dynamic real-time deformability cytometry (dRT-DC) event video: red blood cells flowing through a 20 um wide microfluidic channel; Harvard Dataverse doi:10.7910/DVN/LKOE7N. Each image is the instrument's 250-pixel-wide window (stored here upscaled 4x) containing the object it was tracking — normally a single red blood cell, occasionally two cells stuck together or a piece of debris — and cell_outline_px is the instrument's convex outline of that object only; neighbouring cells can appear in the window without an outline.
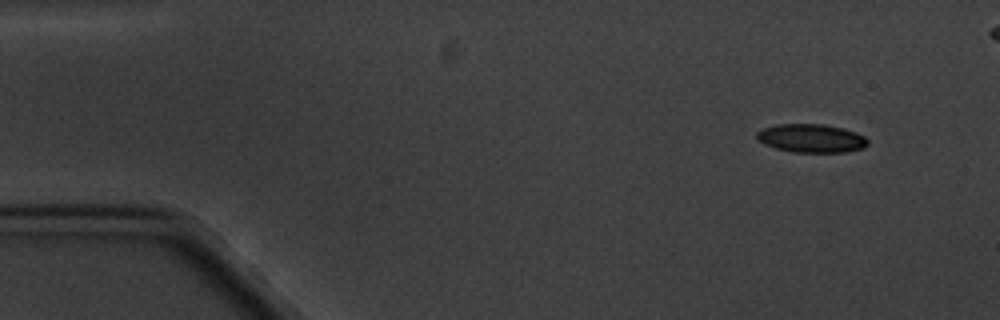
{"species": "common noctule bat (a hibernating species)", "species_latin": "Nyctalus noctula", "temperature_condition": "cold", "stored_images_in_passage": 17, "segment_of_instrument_passage": [1, 2], "camera_frame_rate_fps": 3000, "um_per_image_px": 0.085, "animal": {"sex": "male", "body_mass_g": 20.1, "forearm_length_mm": 53.5}, "frame": {"image": 1, "passage_image": 1, "time_ms": 0.0, "image_size_px": [1000, 320], "cell_outline_px": [[868, 144], [864, 148], [848, 152], [792, 152], [776, 148], [764, 144], [756, 136], [756, 132], [760, 128], [776, 124], [824, 124], [844, 128], [856, 132], [864, 136], [868, 140]], "centroid_in_image_um": [68.97, 11.75], "position_along_channel_um": 16.0, "area_um2": 18.61}}
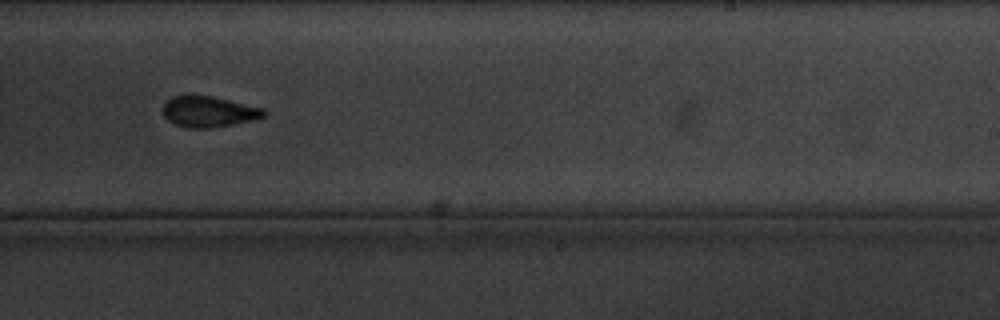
{"frame": {"image": 2, "passage_image": 10, "time_ms": 10.333, "image_size_px": [1000, 320], "cell_outline_px": [[264, 116], [252, 120], [212, 128], [184, 128], [168, 120], [160, 112], [160, 108], [172, 96], [212, 96], [264, 108]], "centroid_in_image_um": [17.68, 9.5], "position_along_channel_um": 271.3, "area_um2": 18.09}}
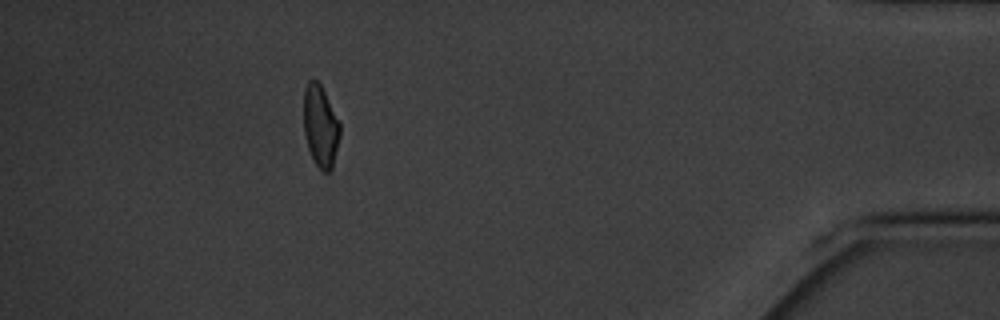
{"frame": {"image": 3, "passage_image": 15, "time_ms": 16.0, "image_size_px": [1000, 320], "cell_outline_px": [[340, 136], [332, 168], [328, 172], [320, 172], [308, 148], [304, 132], [304, 88], [308, 80], [316, 80], [320, 84], [340, 124]], "centroid_in_image_um": [27.23, 10.75], "position_along_channel_um": 408.0, "area_um2": 17.11}}